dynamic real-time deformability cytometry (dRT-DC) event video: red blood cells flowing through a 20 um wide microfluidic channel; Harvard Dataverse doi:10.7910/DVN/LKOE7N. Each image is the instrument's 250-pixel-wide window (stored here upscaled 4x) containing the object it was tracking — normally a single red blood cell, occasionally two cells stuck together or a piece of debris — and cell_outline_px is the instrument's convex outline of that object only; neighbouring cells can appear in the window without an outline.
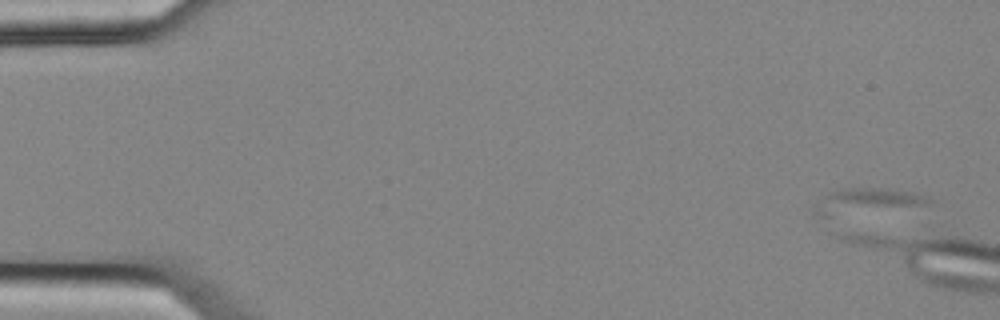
{"species": "common noctule bat (a hibernating species)", "species_latin": "Nyctalus noctula", "temperature_condition": "cold", "stored_images_in_passage": 5, "camera_frame_rate_fps": 3000, "um_per_image_px": 0.085, "animal": {"sex": "female", "body_mass_g": 25.1}, "frame": {"image": 1, "passage_image": 2, "time_ms": 0.333, "image_size_px": [1000, 320], "cell_outline_px": [[932, 200], [928, 204], [832, 216], [816, 216], [812, 212], [812, 204], [828, 192], [848, 188], [880, 188], [912, 192], [924, 196]], "centroid_in_image_um": [73.52, 17.09], "position_along_channel_um": 11.5, "area_um2": 16.65}}